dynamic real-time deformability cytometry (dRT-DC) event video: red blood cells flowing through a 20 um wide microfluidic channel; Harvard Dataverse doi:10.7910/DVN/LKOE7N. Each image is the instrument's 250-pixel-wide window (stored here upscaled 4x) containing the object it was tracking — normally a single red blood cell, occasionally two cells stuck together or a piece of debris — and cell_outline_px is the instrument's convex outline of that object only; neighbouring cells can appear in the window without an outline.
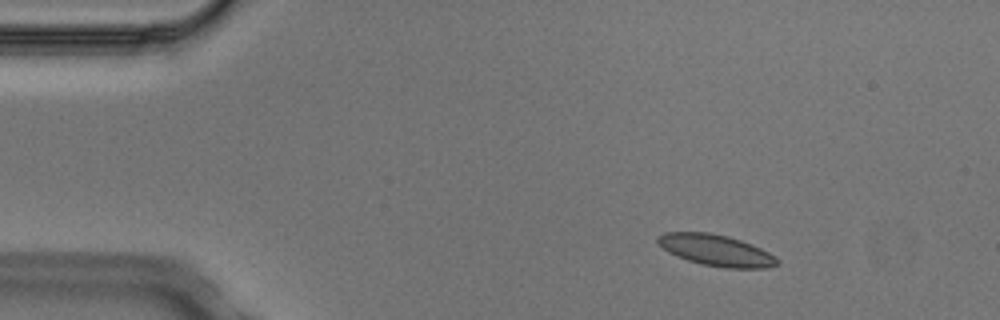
{"species": "Egyptian fruit bat (a non-hibernating species)", "species_latin": "Rousettus aegyptiacus", "temperature_condition": "cold", "stored_images_in_passage": 4, "camera_frame_rate_fps": 3000, "um_per_image_px": 0.085, "animal": {"sex": "male"}, "frame": {"image": 1, "passage_image": 2, "time_ms": 0.333, "image_size_px": [1000, 320], "cell_outline_px": [[780, 264], [768, 268], [724, 268], [704, 264], [688, 260], [676, 256], [668, 252], [656, 240], [656, 236], [664, 232], [708, 232], [728, 236], [740, 240], [760, 248], [776, 256], [780, 260]], "centroid_in_image_um": [60.88, 21.27], "position_along_channel_um": 24.1, "area_um2": 21.79}}